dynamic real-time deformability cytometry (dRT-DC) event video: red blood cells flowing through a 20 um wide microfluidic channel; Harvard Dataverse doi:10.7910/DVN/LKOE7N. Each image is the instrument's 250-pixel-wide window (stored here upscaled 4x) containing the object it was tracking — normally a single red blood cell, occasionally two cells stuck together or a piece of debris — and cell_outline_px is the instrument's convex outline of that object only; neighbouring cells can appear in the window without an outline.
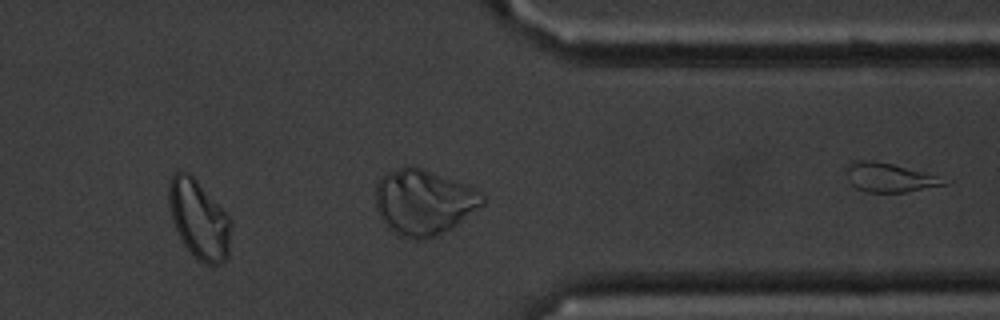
{"species": "common noctule bat (a hibernating species)", "species_latin": "Nyctalus noctula", "temperature_condition": "cold", "stored_images_in_passage": 32, "segment_of_instrument_passage": [2, 2], "camera_frame_rate_fps": 3000, "um_per_image_px": 0.085, "animal": {"sex": "male", "body_mass_g": 20.1, "forearm_length_mm": 53.5}, "frame": {"image": 1, "passage_image": 28, "time_ms": 9.0, "image_size_px": [1000, 320], "cell_outline_px": [[232, 224], [228, 256], [220, 264], [208, 264], [196, 260], [184, 244], [172, 220], [168, 204], [168, 184], [172, 176], [176, 172], [188, 172], [196, 180], [232, 220]], "centroid_in_image_um": [16.91, 18.67], "position_along_channel_um": 394.5, "area_um2": 28.32}}